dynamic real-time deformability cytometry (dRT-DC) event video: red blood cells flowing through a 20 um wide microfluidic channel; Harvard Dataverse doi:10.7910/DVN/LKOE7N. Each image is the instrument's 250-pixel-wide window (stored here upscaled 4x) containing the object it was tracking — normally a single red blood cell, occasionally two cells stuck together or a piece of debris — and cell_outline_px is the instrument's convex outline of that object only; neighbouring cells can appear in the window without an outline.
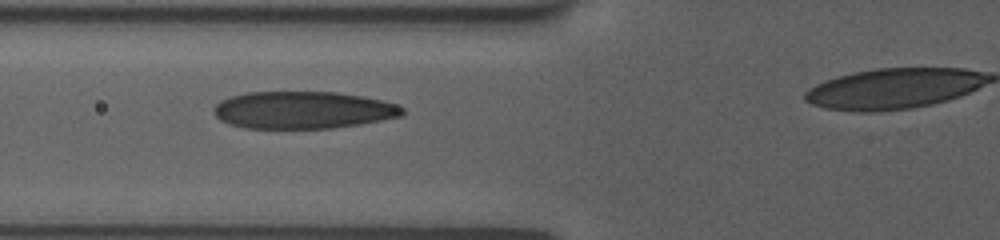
{"species": "human", "species_latin": "Homo sapiens", "temperature_condition": "room temperature", "stored_images_in_passage": 44, "camera_frame_rate_fps": 3000, "um_per_image_px": 0.085, "donor": {"sex": "female"}, "frame": {"image": 1, "passage_image": 17, "time_ms": 5.333, "image_size_px": [1000, 240], "cell_outline_px": [[404, 112], [400, 116], [360, 124], [332, 128], [244, 128], [228, 124], [220, 120], [212, 112], [212, 108], [220, 100], [232, 96], [248, 92], [336, 92], [360, 96], [380, 100], [396, 104], [404, 108]], "centroid_in_image_um": [25.7, 9.35], "position_along_channel_um": 100.1, "area_um2": 40.92}}
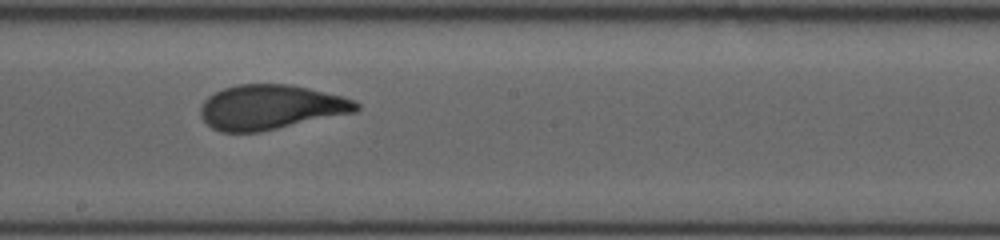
{"frame": {"image": 2, "passage_image": 27, "time_ms": 8.667, "image_size_px": [1000, 240], "cell_outline_px": [[360, 108], [356, 112], [260, 132], [220, 132], [212, 128], [200, 116], [200, 108], [204, 100], [208, 96], [224, 88], [236, 84], [288, 84], [308, 88], [344, 96], [356, 100], [360, 104]], "centroid_in_image_um": [23.02, 9.11], "position_along_channel_um": 225.2, "area_um2": 40.75}}
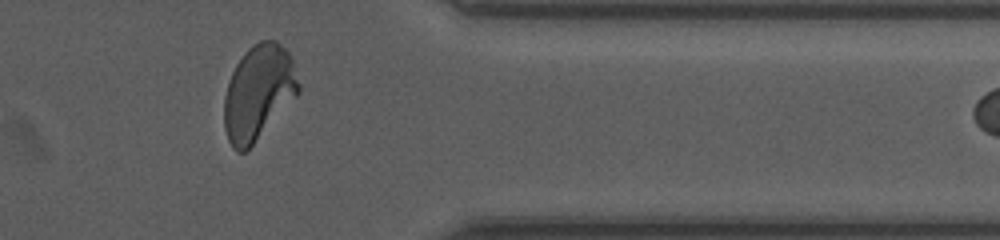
{"frame": {"image": 3, "passage_image": 41, "time_ms": 13.333, "image_size_px": [1000, 240], "cell_outline_px": [[300, 92], [252, 144], [244, 152], [236, 152], [232, 148], [228, 140], [224, 128], [224, 96], [232, 72], [236, 64], [244, 52], [252, 44], [260, 40], [276, 40], [288, 52], [292, 60], [300, 84]], "centroid_in_image_um": [21.95, 7.84], "position_along_channel_um": 389.4, "area_um2": 40.86}}